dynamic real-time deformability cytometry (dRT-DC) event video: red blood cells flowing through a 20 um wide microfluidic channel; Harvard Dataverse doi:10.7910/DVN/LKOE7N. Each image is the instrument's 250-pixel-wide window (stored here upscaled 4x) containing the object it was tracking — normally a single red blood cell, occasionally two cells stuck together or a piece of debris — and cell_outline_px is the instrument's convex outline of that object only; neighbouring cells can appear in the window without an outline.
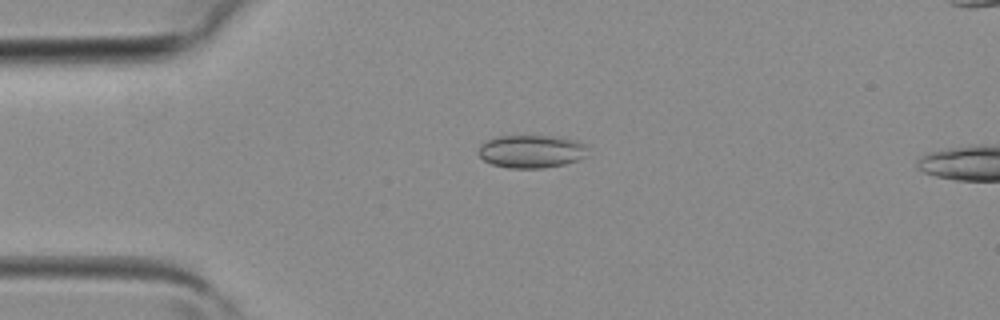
{"species": "common noctule bat (a hibernating species)", "species_latin": "Nyctalus noctula", "temperature_condition": "room temperature", "stored_images_in_passage": 3, "camera_frame_rate_fps": 3000, "um_per_image_px": 0.085, "animal": {"sex": "female", "body_mass_g": 19.3, "forearm_length_mm": 54.1}, "frame": {"image": 1, "passage_image": 2, "time_ms": 0.333, "image_size_px": [1000, 320], "cell_outline_px": [[588, 156], [580, 160], [564, 164], [544, 168], [508, 168], [492, 164], [484, 160], [476, 152], [480, 144], [488, 140], [500, 136], [564, 136], [580, 140], [584, 144]], "centroid_in_image_um": [45.2, 12.86], "position_along_channel_um": 39.8, "area_um2": 21.39}}